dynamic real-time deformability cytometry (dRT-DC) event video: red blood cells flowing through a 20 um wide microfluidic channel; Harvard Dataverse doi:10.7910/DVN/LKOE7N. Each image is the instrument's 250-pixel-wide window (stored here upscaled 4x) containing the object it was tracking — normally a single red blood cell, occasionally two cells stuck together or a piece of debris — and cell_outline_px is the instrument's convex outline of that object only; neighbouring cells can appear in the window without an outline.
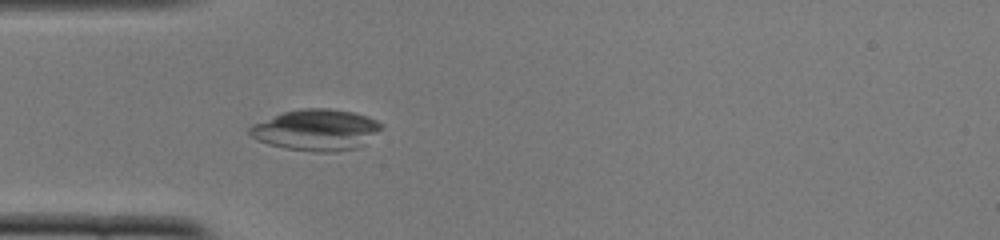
{"species": "common noctule bat (a hibernating species)", "species_latin": "Nyctalus noctula", "temperature_condition": "cold", "stored_images_in_passage": 50, "camera_frame_rate_fps": 3000, "um_per_image_px": 0.085, "animal": {"sex": "female", "body_mass_g": 22.0, "forearm_length_mm": 56.7}, "frame": {"image": 1, "passage_image": 14, "time_ms": 4.333, "image_size_px": [1000, 240], "cell_outline_px": [[384, 128], [360, 148], [332, 152], [316, 152], [284, 148], [268, 144], [256, 140], [248, 132], [248, 128], [252, 124], [284, 112], [300, 108], [328, 108], [352, 112], [368, 116], [384, 124]], "centroid_in_image_um": [26.92, 11.05], "position_along_channel_um": 58.1, "area_um2": 31.96}}
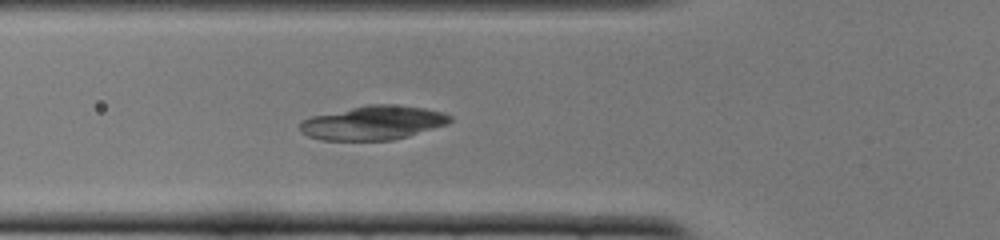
{"frame": {"image": 2, "passage_image": 17, "time_ms": 5.333, "image_size_px": [1000, 240], "cell_outline_px": [[452, 120], [448, 124], [408, 136], [392, 140], [320, 140], [308, 136], [300, 132], [300, 124], [304, 120], [312, 116], [368, 104], [388, 104], [424, 108], [444, 112], [452, 116]], "centroid_in_image_um": [31.74, 10.44], "position_along_channel_um": 94.1, "area_um2": 29.65}}
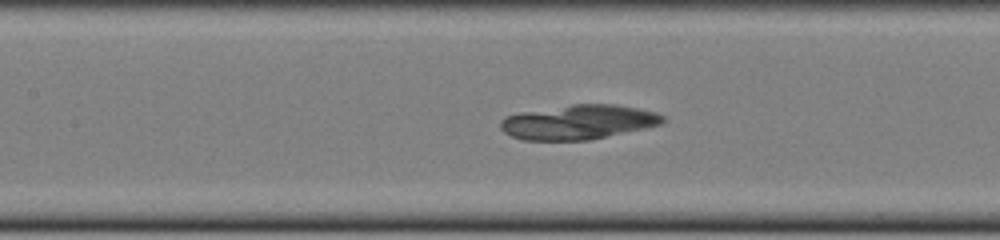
{"frame": {"image": 3, "passage_image": 22, "time_ms": 7.0, "image_size_px": [1000, 240], "cell_outline_px": [[664, 120], [660, 124], [644, 128], [588, 140], [524, 140], [512, 136], [504, 132], [500, 128], [500, 120], [504, 116], [520, 112], [572, 104], [616, 104], [656, 112], [664, 116]], "centroid_in_image_um": [49.12, 10.37], "position_along_channel_um": 158.3, "area_um2": 32.48}}